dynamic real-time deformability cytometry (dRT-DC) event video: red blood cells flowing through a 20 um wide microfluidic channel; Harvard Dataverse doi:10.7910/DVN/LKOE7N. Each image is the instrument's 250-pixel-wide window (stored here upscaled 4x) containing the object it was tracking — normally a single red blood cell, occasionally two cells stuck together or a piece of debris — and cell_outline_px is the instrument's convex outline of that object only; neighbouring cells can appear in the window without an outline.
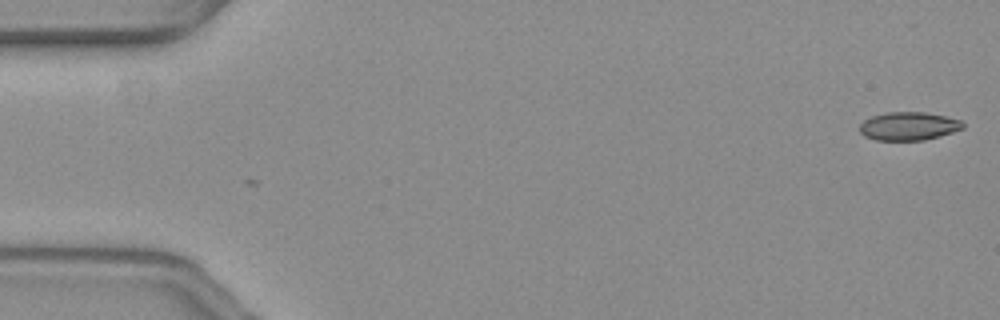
{"species": "common noctule bat (a hibernating species)", "species_latin": "Nyctalus noctula", "temperature_condition": "warm", "stored_images_in_passage": 57, "camera_frame_rate_fps": 3000, "um_per_image_px": 0.085, "animal": {"sex": "female", "body_mass_g": 19.3, "forearm_length_mm": 54.1}, "frame": {"image": 1, "passage_image": 1, "time_ms": 0.0, "image_size_px": [1000, 320], "cell_outline_px": [[964, 128], [940, 136], [924, 140], [876, 140], [864, 136], [860, 132], [860, 124], [864, 120], [872, 116], [888, 112], [924, 112], [944, 116], [960, 120], [964, 124]], "centroid_in_image_um": [77.22, 10.72], "position_along_channel_um": 7.8, "area_um2": 16.94}}
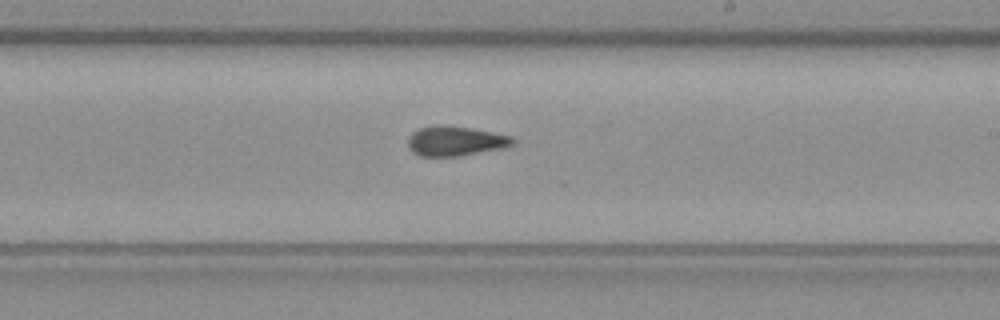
{"frame": {"image": 2, "passage_image": 33, "time_ms": 10.667, "image_size_px": [1000, 320], "cell_outline_px": [[516, 140], [512, 144], [500, 148], [456, 156], [420, 156], [412, 152], [408, 148], [408, 136], [412, 132], [420, 128], [440, 124], [444, 124], [472, 128], [512, 136]], "centroid_in_image_um": [38.65, 11.97], "position_along_channel_um": 250.3, "area_um2": 18.09}}
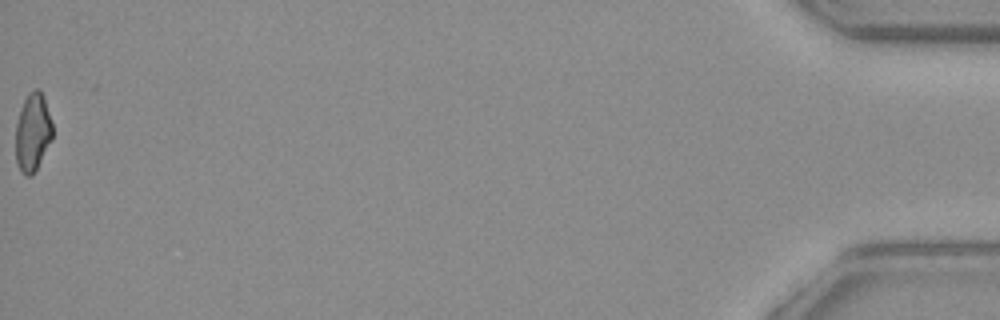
{"frame": {"image": 3, "passage_image": 57, "time_ms": 18.667, "image_size_px": [1000, 320], "cell_outline_px": [[52, 140], [32, 176], [24, 176], [20, 172], [16, 160], [16, 124], [20, 108], [28, 92], [36, 88], [40, 88], [44, 96], [52, 124]], "centroid_in_image_um": [2.78, 11.23], "position_along_channel_um": 432.4, "area_um2": 16.94}, "authors_computed_cell_mechanics": {"area_um2": 17.7446, "velocity_mm_per_s": 3.6272, "shape_relaxation_time_tau1_ms": null, "shape_relaxation_time_tau2_ms": 2.7304, "deformation_change_tau1": null, "deformation_change_tau2": 0.0871}}